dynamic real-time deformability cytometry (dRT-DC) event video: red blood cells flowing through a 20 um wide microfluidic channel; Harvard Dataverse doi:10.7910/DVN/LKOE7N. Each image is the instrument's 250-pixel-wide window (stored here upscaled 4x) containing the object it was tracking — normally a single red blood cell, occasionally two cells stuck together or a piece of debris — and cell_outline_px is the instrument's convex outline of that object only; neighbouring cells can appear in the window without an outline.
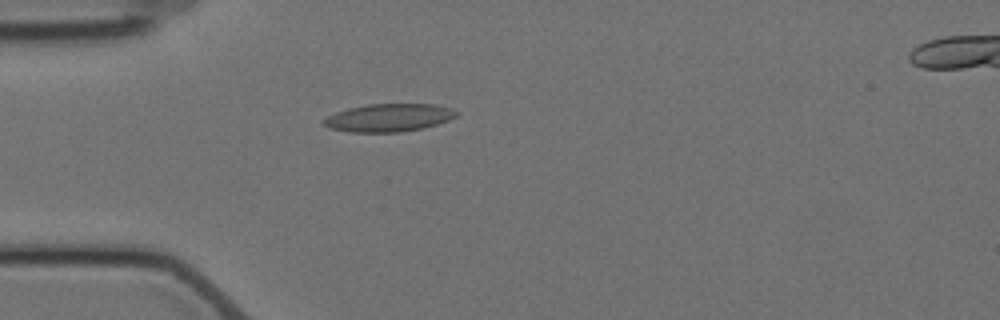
{"species": "Egyptian fruit bat (a non-hibernating species)", "species_latin": "Rousettus aegyptiacus", "temperature_condition": "cold", "stored_images_in_passage": 5, "camera_frame_rate_fps": 3000, "um_per_image_px": 0.085, "animal": {"sex": "female"}, "frame": {"image": 1, "passage_image": 5, "time_ms": 4.667, "image_size_px": [1000, 320], "cell_outline_px": [[456, 116], [448, 120], [424, 128], [400, 132], [352, 132], [328, 128], [324, 124], [324, 120], [328, 116], [336, 112], [348, 108], [368, 104], [432, 104], [452, 108], [456, 112]], "centroid_in_image_um": [33.04, 10.0], "position_along_channel_um": 52.0, "area_um2": 21.39}}